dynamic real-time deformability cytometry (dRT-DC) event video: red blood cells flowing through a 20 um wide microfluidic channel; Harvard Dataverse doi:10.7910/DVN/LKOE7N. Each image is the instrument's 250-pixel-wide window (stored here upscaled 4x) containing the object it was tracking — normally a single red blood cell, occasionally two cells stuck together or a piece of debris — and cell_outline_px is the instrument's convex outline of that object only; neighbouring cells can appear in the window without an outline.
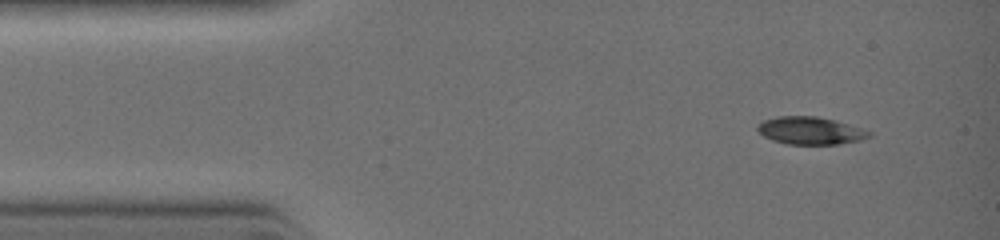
{"species": "common noctule bat (a hibernating species)", "species_latin": "Nyctalus noctula", "temperature_condition": "warm", "stored_images_in_passage": 7, "camera_frame_rate_fps": 3000, "um_per_image_px": 0.085, "animal": {"sex": "female", "body_mass_g": 19.0, "forearm_length_mm": 51.5}, "frame": {"image": 1, "passage_image": 1, "time_ms": 0.0, "image_size_px": [1000, 240], "cell_outline_px": [[872, 136], [860, 140], [836, 144], [788, 144], [772, 140], [764, 136], [756, 128], [764, 120], [776, 116], [816, 116], [832, 120], [860, 128], [872, 132]], "centroid_in_image_um": [68.87, 11.11], "position_along_channel_um": 16.1, "area_um2": 17.63}}
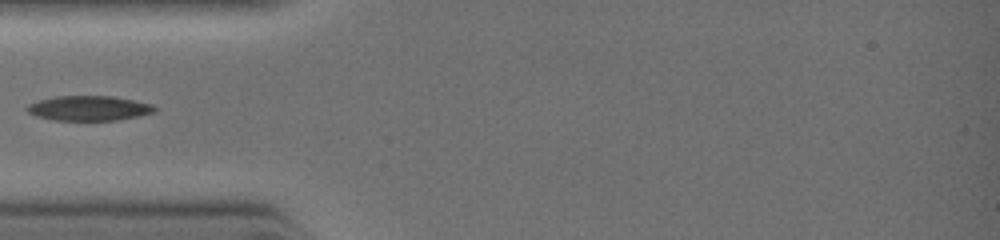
{"frame": {"image": 2, "passage_image": 4, "time_ms": 2.333, "image_size_px": [1000, 240], "cell_outline_px": [[156, 108], [152, 112], [140, 116], [116, 120], [52, 120], [36, 116], [28, 112], [24, 108], [28, 104], [40, 100], [56, 96], [112, 96], [152, 104]], "centroid_in_image_um": [7.52, 9.2], "position_along_channel_um": 77.5, "area_um2": 18.38}}
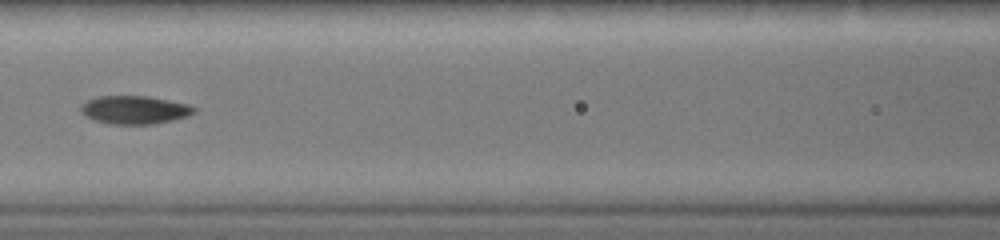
{"frame": {"image": 3, "passage_image": 6, "time_ms": 3.667, "image_size_px": [1000, 240], "cell_outline_px": [[196, 112], [188, 116], [156, 124], [108, 124], [92, 120], [80, 112], [80, 108], [88, 100], [100, 96], [148, 96], [188, 104], [196, 108]], "centroid_in_image_um": [11.45, 9.35], "position_along_channel_um": 155.2, "area_um2": 18.67}}